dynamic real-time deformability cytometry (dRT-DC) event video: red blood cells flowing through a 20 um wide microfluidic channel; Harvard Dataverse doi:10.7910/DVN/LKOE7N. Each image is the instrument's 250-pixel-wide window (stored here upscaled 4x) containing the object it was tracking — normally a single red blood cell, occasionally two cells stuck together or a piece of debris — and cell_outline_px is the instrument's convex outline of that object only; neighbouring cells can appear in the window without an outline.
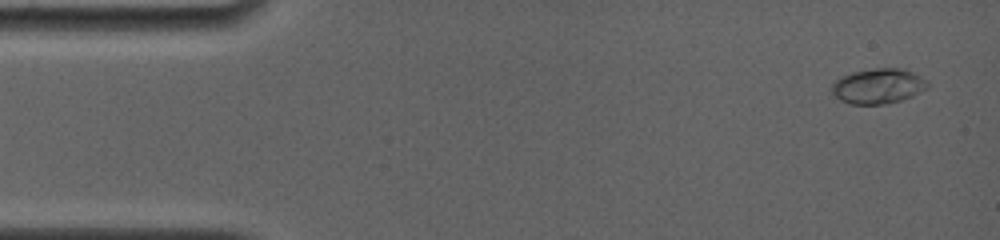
{"species": "common noctule bat (a hibernating species)", "species_latin": "Nyctalus noctula", "temperature_condition": "room temperature", "stored_images_in_passage": 13, "camera_frame_rate_fps": 4000, "um_per_image_px": 0.085, "animal": {"sex": "female", "body_mass_g": 19.0, "forearm_length_mm": 56.7}, "frame": {"image": 1, "passage_image": 1, "time_ms": 0.0, "image_size_px": [1000, 240], "cell_outline_px": [[928, 88], [912, 96], [888, 104], [848, 104], [840, 100], [832, 92], [832, 84], [836, 80], [852, 72], [876, 68], [904, 68], [928, 80]], "centroid_in_image_um": [74.67, 7.32], "position_along_channel_um": 10.3, "area_um2": 19.59}}
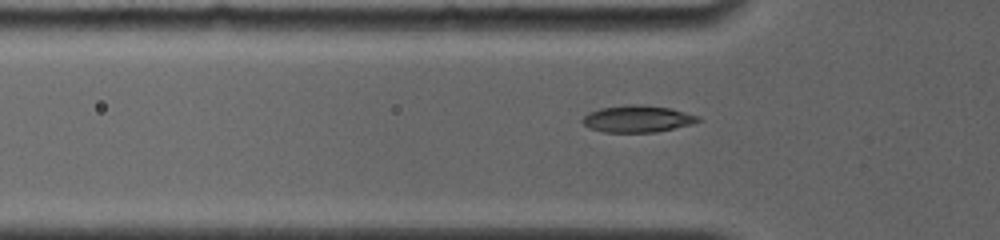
{"frame": {"image": 2, "passage_image": 8, "time_ms": 4.5, "image_size_px": [1000, 240], "cell_outline_px": [[700, 120], [692, 124], [656, 132], [604, 132], [588, 128], [580, 120], [588, 112], [600, 108], [628, 104], [640, 104], [668, 108], [700, 116]], "centroid_in_image_um": [54.14, 10.1], "position_along_channel_um": 71.7, "area_um2": 18.09}}
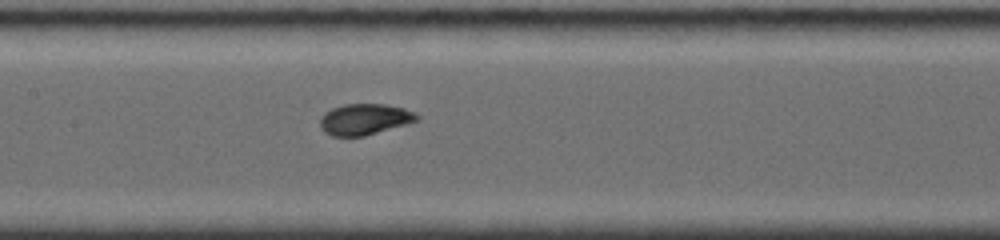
{"frame": {"image": 3, "passage_image": 13, "time_ms": 7.25, "image_size_px": [1000, 240], "cell_outline_px": [[420, 120], [408, 124], [364, 136], [332, 136], [324, 132], [320, 128], [320, 116], [324, 112], [332, 108], [344, 104], [384, 104], [404, 108], [416, 112], [420, 116]], "centroid_in_image_um": [31.0, 10.14], "position_along_channel_um": 176.4, "area_um2": 17.8}}